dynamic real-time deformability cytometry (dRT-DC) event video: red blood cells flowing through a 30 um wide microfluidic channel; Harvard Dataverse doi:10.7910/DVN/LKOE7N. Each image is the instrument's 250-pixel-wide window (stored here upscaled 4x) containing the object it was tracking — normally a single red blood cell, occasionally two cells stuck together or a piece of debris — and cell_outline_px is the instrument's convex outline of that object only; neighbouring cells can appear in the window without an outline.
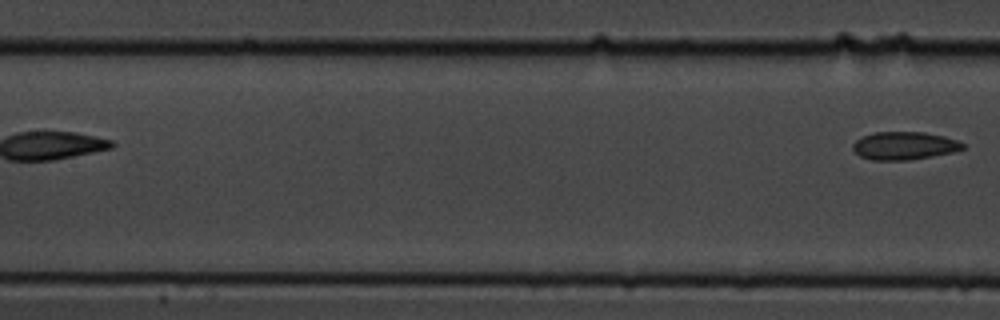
{"species": "common noctule bat (a hibernating species)", "species_latin": "Nyctalus noctula", "temperature_condition": "cold", "stored_images_in_passage": 5, "camera_frame_rate_fps": 3000, "um_per_image_px": 0.085, "animal": {"sex": "male", "body_mass_g": 19.5, "forearm_length_mm": 54.6}, "frame": {"image": 1, "passage_image": 5, "time_ms": 1.333, "image_size_px": [1000, 320], "cell_outline_px": [[964, 148], [952, 152], [932, 156], [908, 160], [872, 160], [860, 156], [852, 148], [852, 144], [856, 140], [864, 136], [876, 132], [924, 132], [944, 136], [956, 140], [964, 144]], "centroid_in_image_um": [76.85, 12.39], "position_along_channel_um": 130.6, "area_um2": 17.74}}